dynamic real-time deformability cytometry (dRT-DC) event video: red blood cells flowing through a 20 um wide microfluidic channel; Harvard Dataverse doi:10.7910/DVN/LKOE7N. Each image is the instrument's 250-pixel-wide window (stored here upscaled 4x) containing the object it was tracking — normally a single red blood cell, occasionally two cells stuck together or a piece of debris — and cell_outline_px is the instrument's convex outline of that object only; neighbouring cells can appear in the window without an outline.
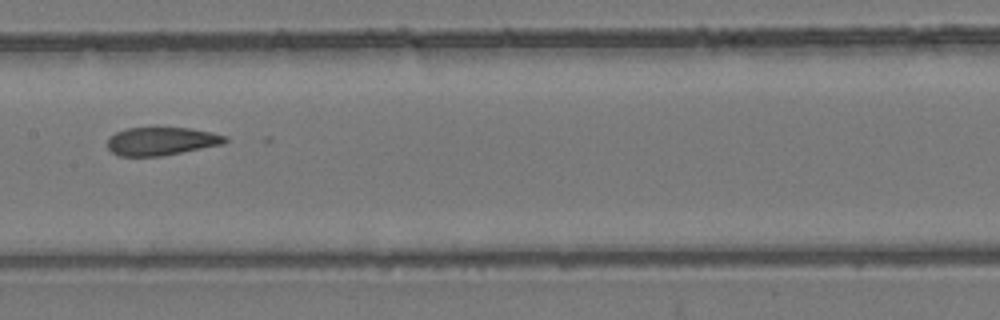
{"species": "common noctule bat (a hibernating species)", "species_latin": "Nyctalus noctula", "temperature_condition": "room temperature", "stored_images_in_passage": 4, "camera_frame_rate_fps": 3000, "um_per_image_px": 0.085, "animal": {"sex": "female", "body_mass_g": 24.6, "forearm_length_mm": 56.2}, "frame": {"image": 1, "passage_image": 4, "time_ms": 3.333, "image_size_px": [1000, 320], "cell_outline_px": [[228, 140], [224, 144], [160, 156], [120, 156], [112, 152], [108, 148], [108, 136], [116, 132], [128, 128], [192, 128], [212, 132], [228, 136]], "centroid_in_image_um": [13.74, 12.0], "position_along_channel_um": 193.7, "area_um2": 19.31}}